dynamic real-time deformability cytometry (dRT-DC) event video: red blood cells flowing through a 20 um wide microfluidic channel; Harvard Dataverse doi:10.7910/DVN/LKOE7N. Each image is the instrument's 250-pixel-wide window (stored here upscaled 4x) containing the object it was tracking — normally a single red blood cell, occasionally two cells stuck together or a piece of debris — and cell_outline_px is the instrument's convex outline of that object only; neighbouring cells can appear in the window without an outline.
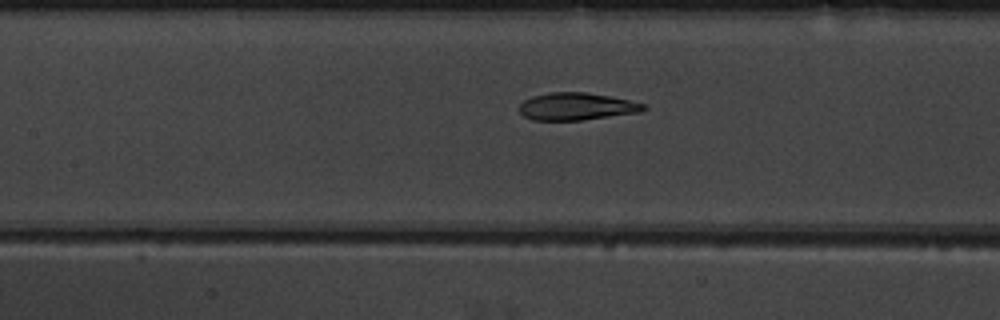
{"species": "common noctule bat (a hibernating species)", "species_latin": "Nyctalus noctula", "temperature_condition": "warm", "stored_images_in_passage": 40, "camera_frame_rate_fps": 3000, "um_per_image_px": 0.085, "animal": {"sex": "male", "body_mass_g": 19.5, "forearm_length_mm": 54.6}, "frame": {"image": 1, "passage_image": 12, "time_ms": 3.667, "image_size_px": [1000, 320], "cell_outline_px": [[648, 108], [644, 112], [580, 120], [532, 120], [524, 116], [520, 112], [520, 104], [524, 100], [532, 96], [552, 92], [584, 92], [608, 96], [628, 100], [644, 104]], "centroid_in_image_um": [49.02, 9.05], "position_along_channel_um": 158.4, "area_um2": 19.77}}
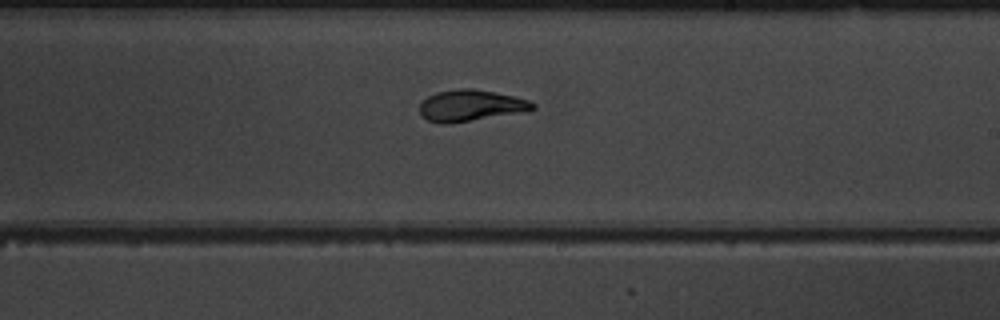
{"frame": {"image": 2, "passage_image": 19, "time_ms": 6.0, "image_size_px": [1000, 320], "cell_outline_px": [[536, 108], [448, 124], [440, 124], [428, 120], [420, 116], [420, 104], [428, 96], [436, 92], [460, 88], [472, 88], [516, 96], [528, 100], [536, 104]], "centroid_in_image_um": [39.94, 8.95], "position_along_channel_um": 249.1, "area_um2": 20.23}}
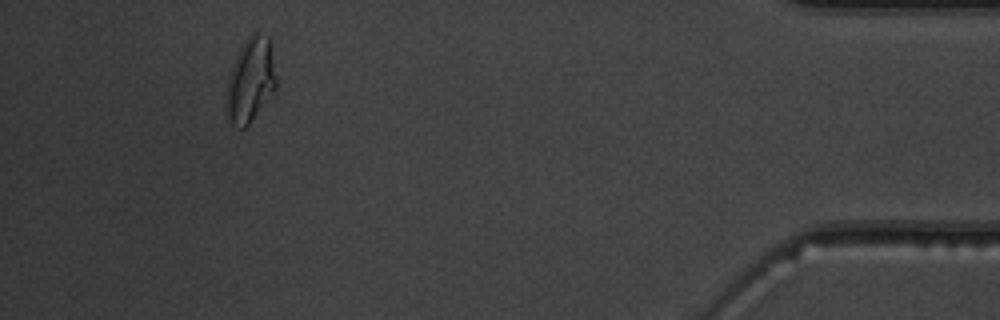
{"frame": {"image": 3, "passage_image": 36, "time_ms": 11.667, "image_size_px": [1000, 320], "cell_outline_px": [[276, 88], [248, 124], [244, 128], [240, 128], [232, 124], [228, 116], [224, 104], [228, 76], [236, 56], [244, 40], [256, 28], [268, 36], [276, 76]], "centroid_in_image_um": [21.26, 6.76], "position_along_channel_um": 413.9, "area_um2": 24.57}, "authors_computed_cell_mechanics": {"area_um2": 20.4034, "velocity_mm_per_s": 3.8939, "shape_relaxation_time_tau1_ms": 7.0352, "shape_relaxation_time_tau2_ms": 1.4507, "deformation_change_tau1": 0.2451, "deformation_change_tau2": 0.0826}}